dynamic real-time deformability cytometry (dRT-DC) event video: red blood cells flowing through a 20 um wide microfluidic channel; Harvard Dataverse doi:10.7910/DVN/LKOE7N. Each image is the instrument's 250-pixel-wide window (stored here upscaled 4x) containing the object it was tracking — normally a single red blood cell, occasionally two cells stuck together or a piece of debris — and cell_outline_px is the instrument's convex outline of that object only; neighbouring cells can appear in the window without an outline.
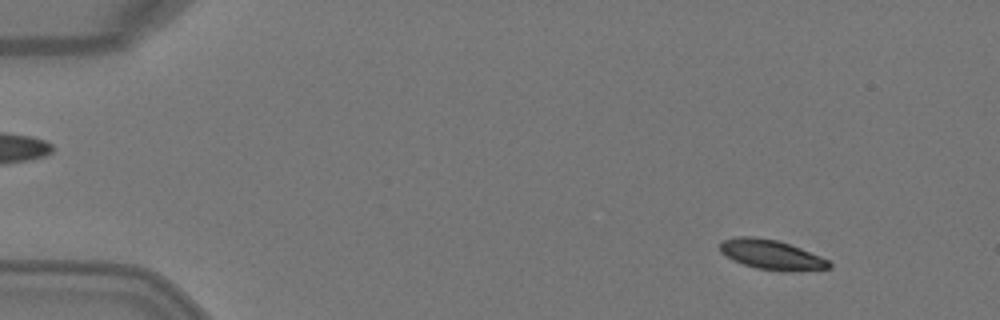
{"species": "Egyptian fruit bat (a non-hibernating species)", "species_latin": "Rousettus aegyptiacus", "temperature_condition": "warm", "stored_images_in_passage": 3, "camera_frame_rate_fps": 3000, "um_per_image_px": 0.085, "animal": {"sex": "female"}, "frame": {"image": 1, "passage_image": 1, "time_ms": 0.0, "image_size_px": [1000, 320], "cell_outline_px": [[832, 268], [784, 272], [756, 268], [732, 260], [720, 252], [720, 240], [736, 236], [752, 236], [776, 240], [800, 248], [820, 256], [828, 260], [832, 264]], "centroid_in_image_um": [65.54, 21.65], "position_along_channel_um": 19.5, "area_um2": 18.96}}